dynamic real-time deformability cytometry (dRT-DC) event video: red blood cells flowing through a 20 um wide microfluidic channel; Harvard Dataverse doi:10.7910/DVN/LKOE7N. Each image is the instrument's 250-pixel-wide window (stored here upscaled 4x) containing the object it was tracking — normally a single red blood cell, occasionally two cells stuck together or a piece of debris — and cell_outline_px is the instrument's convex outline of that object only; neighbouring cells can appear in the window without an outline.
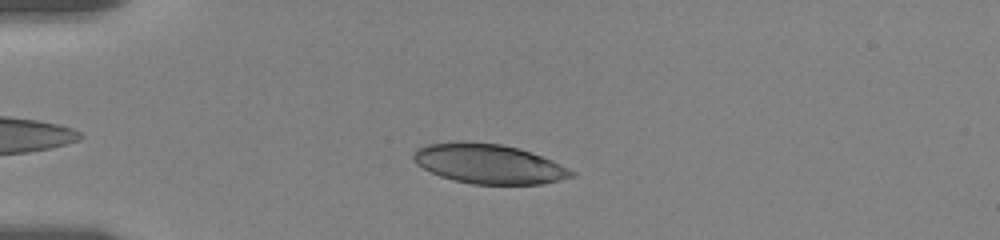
{"species": "human", "species_latin": "Homo sapiens", "temperature_condition": "room temperature", "stored_images_in_passage": 19, "camera_frame_rate_fps": 3000, "um_per_image_px": 0.085, "donor": {"sex": "female"}, "frame": {"image": 1, "passage_image": 7, "time_ms": 2.333, "image_size_px": [1000, 240], "cell_outline_px": [[576, 176], [560, 180], [540, 184], [472, 184], [440, 176], [416, 164], [412, 156], [420, 148], [428, 144], [504, 144], [520, 148], [532, 152], [552, 160], [576, 172]], "centroid_in_image_um": [41.65, 13.97], "position_along_channel_um": 43.4, "area_um2": 35.49}}
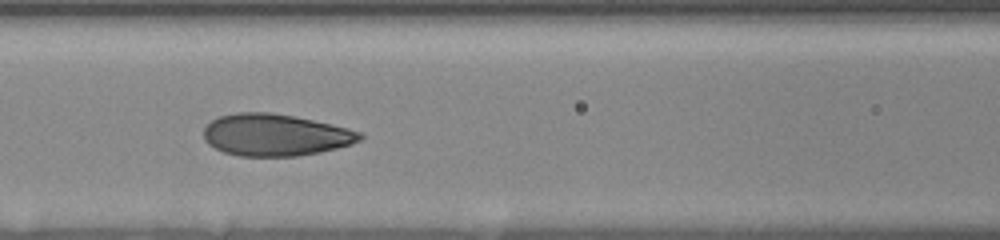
{"frame": {"image": 2, "passage_image": 16, "time_ms": 6.0, "image_size_px": [1000, 240], "cell_outline_px": [[364, 136], [360, 140], [352, 144], [320, 152], [296, 156], [240, 156], [224, 152], [208, 144], [204, 140], [204, 128], [212, 120], [220, 116], [236, 112], [268, 112], [296, 116], [332, 124], [348, 128], [360, 132]], "centroid_in_image_um": [23.4, 11.46], "position_along_channel_um": 143.2, "area_um2": 38.21}}
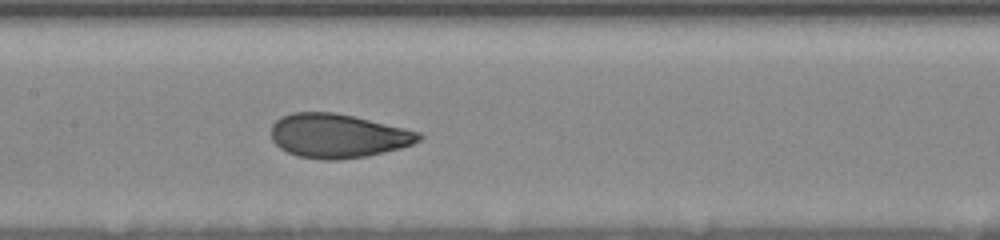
{"frame": {"image": 3, "passage_image": 19, "time_ms": 7.0, "image_size_px": [1000, 240], "cell_outline_px": [[424, 136], [420, 140], [412, 144], [400, 148], [368, 156], [336, 160], [324, 160], [296, 156], [280, 148], [272, 140], [272, 124], [280, 116], [292, 112], [336, 112], [404, 128], [420, 132]], "centroid_in_image_um": [28.71, 11.54], "position_along_channel_um": 178.7, "area_um2": 37.97}}